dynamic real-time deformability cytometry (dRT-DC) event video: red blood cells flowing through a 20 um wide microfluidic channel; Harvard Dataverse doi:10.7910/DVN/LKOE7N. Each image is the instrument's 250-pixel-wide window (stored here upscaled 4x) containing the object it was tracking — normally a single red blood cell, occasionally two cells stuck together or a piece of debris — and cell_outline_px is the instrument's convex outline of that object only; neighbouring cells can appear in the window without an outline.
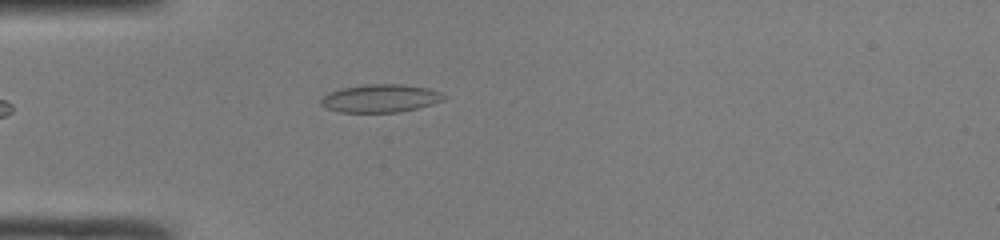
{"species": "common noctule bat (a hibernating species)", "species_latin": "Nyctalus noctula", "temperature_condition": "room temperature", "stored_images_in_passage": 36, "camera_frame_rate_fps": 3000, "um_per_image_px": 0.085, "animal": {"sex": "male", "body_mass_g": 19.0, "forearm_length_mm": 50.8}, "frame": {"image": 1, "passage_image": 2, "time_ms": 0.333, "image_size_px": [1000, 240], "cell_outline_px": [[448, 96], [444, 100], [432, 104], [400, 112], [340, 112], [328, 108], [320, 104], [320, 100], [328, 92], [340, 88], [368, 84], [404, 84], [428, 88], [440, 92]], "centroid_in_image_um": [32.35, 8.35], "position_along_channel_um": 52.6, "area_um2": 20.11}}
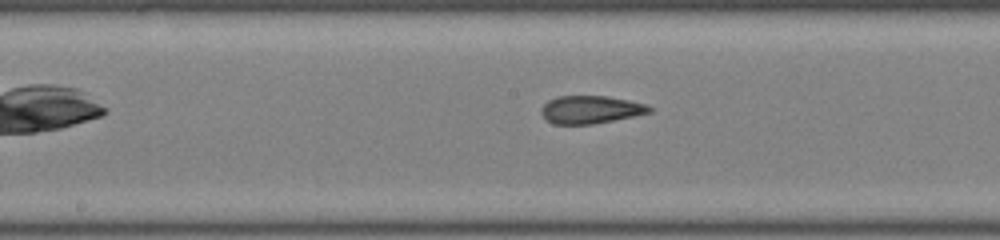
{"frame": {"image": 2, "passage_image": 13, "time_ms": 4.0, "image_size_px": [1000, 240], "cell_outline_px": [[652, 112], [592, 124], [552, 124], [540, 112], [540, 108], [548, 100], [556, 96], [608, 96], [648, 104], [652, 108]], "centroid_in_image_um": [50.19, 9.3], "position_along_channel_um": 198.0, "area_um2": 17.51}}
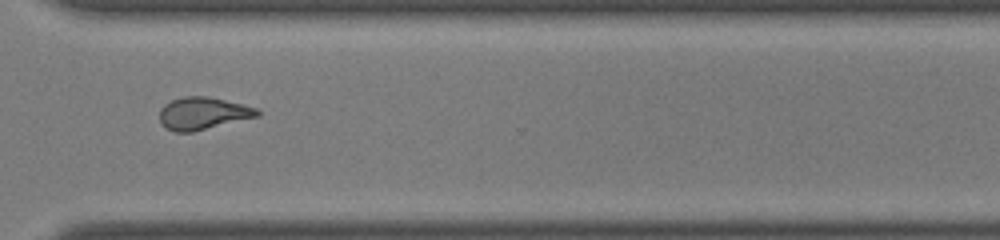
{"frame": {"image": 3, "passage_image": 24, "time_ms": 7.667, "image_size_px": [1000, 240], "cell_outline_px": [[260, 116], [192, 132], [176, 132], [160, 124], [160, 108], [164, 104], [172, 100], [184, 96], [208, 96], [256, 108], [260, 112]], "centroid_in_image_um": [17.23, 9.64], "position_along_channel_um": 353.4, "area_um2": 18.32}, "authors_computed_cell_mechanics": {"area_um2": 18.2648, "velocity_mm_per_s": 4.2274, "shape_relaxation_time_tau1_ms": 9.8981, "shape_relaxation_time_tau2_ms": 1.529, "deformation_change_tau1": 0.2642, "deformation_change_tau2": 0.0848}}